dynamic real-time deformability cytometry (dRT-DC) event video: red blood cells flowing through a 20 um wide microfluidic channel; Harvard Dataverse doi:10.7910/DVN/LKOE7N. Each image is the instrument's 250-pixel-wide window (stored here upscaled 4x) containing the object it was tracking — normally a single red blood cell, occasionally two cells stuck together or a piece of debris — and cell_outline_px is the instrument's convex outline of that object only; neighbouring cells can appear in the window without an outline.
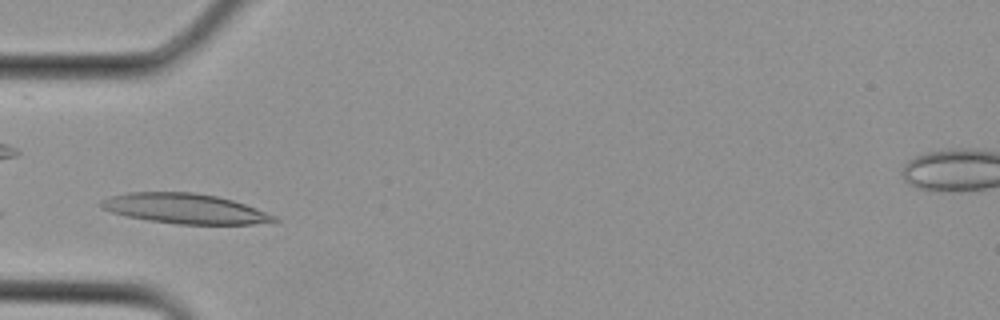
{"species": "Egyptian fruit bat (a non-hibernating species)", "species_latin": "Rousettus aegyptiacus", "temperature_condition": "cold", "stored_images_in_passage": 3, "camera_frame_rate_fps": 3000, "um_per_image_px": 0.085, "animal": {"sex": "female"}, "frame": {"image": 1, "passage_image": 3, "time_ms": 0.667, "image_size_px": [1000, 320], "cell_outline_px": [[280, 220], [252, 224], [180, 224], [148, 220], [128, 216], [112, 212], [100, 208], [100, 200], [112, 196], [128, 192], [192, 192], [216, 196], [232, 200], [244, 204], [276, 216]], "centroid_in_image_um": [15.68, 17.73], "position_along_channel_um": 69.3, "area_um2": 29.94}}